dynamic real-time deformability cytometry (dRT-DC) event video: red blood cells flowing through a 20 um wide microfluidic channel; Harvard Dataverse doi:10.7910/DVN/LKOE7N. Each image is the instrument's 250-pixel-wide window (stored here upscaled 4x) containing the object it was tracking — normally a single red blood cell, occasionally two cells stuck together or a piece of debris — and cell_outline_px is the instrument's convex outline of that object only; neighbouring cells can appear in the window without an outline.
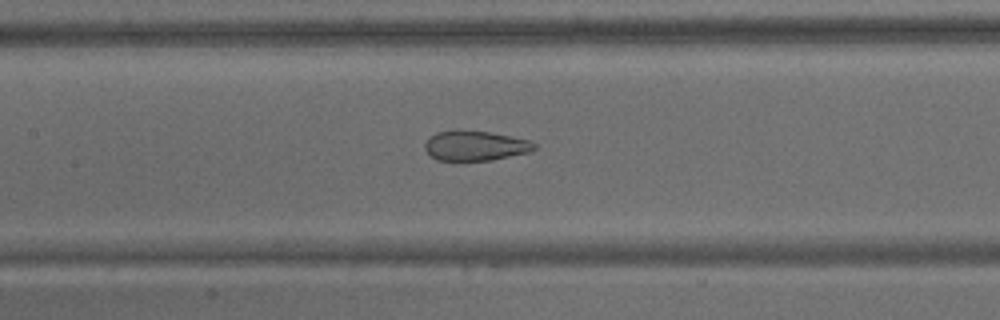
{"species": "common noctule bat (a hibernating species)", "species_latin": "Nyctalus noctula", "temperature_condition": "warm", "stored_images_in_passage": 17, "camera_frame_rate_fps": 3000, "um_per_image_px": 0.085, "animal": {"sex": "male", "body_mass_g": 15.6}, "frame": {"image": 1, "passage_image": 15, "time_ms": 4.667, "image_size_px": [1000, 320], "cell_outline_px": [[536, 148], [528, 152], [492, 160], [436, 160], [424, 148], [424, 144], [436, 132], [456, 128], [488, 132], [528, 140], [536, 144]], "centroid_in_image_um": [40.36, 12.36], "position_along_channel_um": 167.0, "area_um2": 19.02}}